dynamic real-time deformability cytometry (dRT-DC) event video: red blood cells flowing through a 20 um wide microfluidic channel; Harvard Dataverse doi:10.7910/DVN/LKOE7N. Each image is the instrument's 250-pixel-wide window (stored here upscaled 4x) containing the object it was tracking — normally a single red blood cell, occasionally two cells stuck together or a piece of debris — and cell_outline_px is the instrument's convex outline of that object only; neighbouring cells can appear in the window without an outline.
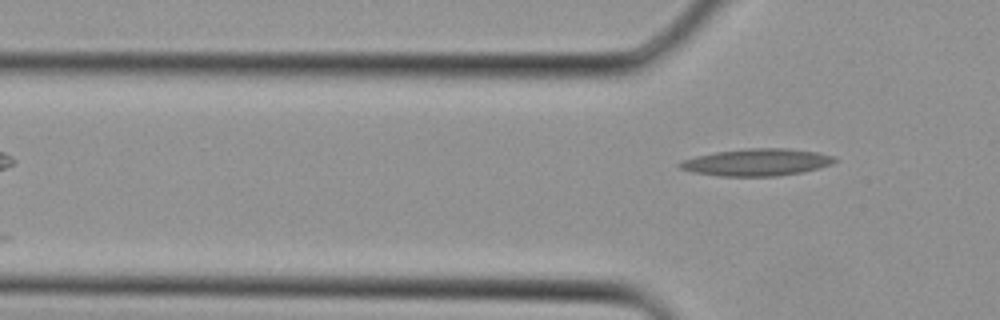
{"species": "Egyptian fruit bat (a non-hibernating species)", "species_latin": "Rousettus aegyptiacus", "temperature_condition": "cold", "stored_images_in_passage": 3, "camera_frame_rate_fps": 3000, "um_per_image_px": 0.085, "animal": {"sex": "female"}, "frame": {"image": 1, "passage_image": 3, "time_ms": 0.667, "image_size_px": [1000, 320], "cell_outline_px": [[840, 160], [832, 164], [820, 168], [800, 172], [776, 176], [720, 176], [692, 172], [680, 168], [676, 164], [684, 160], [696, 156], [716, 152], [748, 148], [788, 148], [816, 152], [836, 156]], "centroid_in_image_um": [64.37, 13.79], "position_along_channel_um": 61.4, "area_um2": 24.51}}